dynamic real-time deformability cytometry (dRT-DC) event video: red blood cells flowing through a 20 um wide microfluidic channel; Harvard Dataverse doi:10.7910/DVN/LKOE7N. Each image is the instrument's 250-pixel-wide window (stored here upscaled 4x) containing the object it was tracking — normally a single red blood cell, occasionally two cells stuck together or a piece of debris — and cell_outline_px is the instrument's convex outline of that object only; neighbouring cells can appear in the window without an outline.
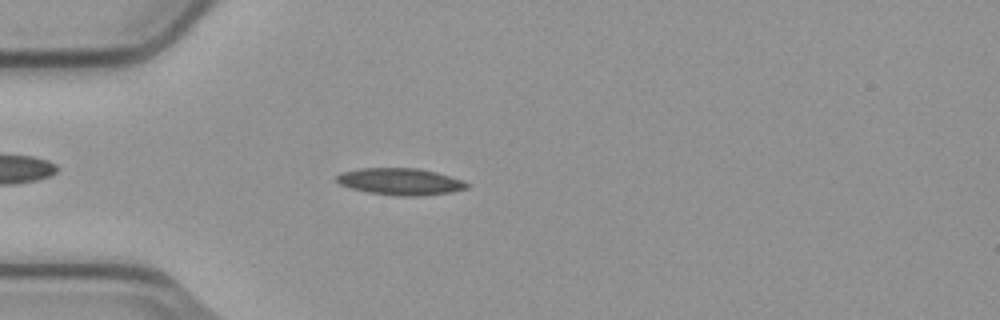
{"species": "common noctule bat (a hibernating species)", "species_latin": "Nyctalus noctula", "temperature_condition": "cold", "stored_images_in_passage": 49, "camera_frame_rate_fps": 3000, "um_per_image_px": 0.085, "animal": {"sex": "male", "body_mass_g": 23.1, "forearm_length_mm": 52.7}, "frame": {"image": 1, "passage_image": 10, "time_ms": 3.0, "image_size_px": [1000, 320], "cell_outline_px": [[468, 188], [452, 192], [416, 196], [396, 196], [368, 192], [352, 188], [340, 184], [336, 180], [336, 176], [344, 172], [360, 168], [420, 168], [436, 172], [464, 180], [468, 184]], "centroid_in_image_um": [34.06, 15.43], "position_along_channel_um": 50.9, "area_um2": 20.29}}
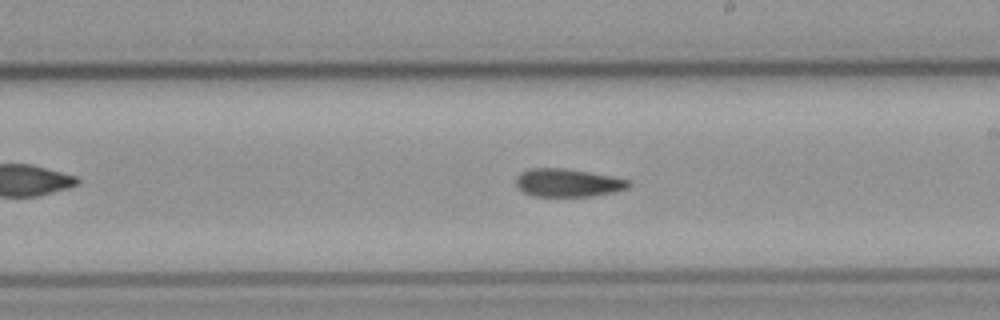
{"frame": {"image": 2, "passage_image": 26, "time_ms": 8.333, "image_size_px": [1000, 320], "cell_outline_px": [[632, 184], [628, 188], [612, 192], [592, 196], [532, 196], [524, 192], [516, 184], [516, 176], [520, 172], [528, 168], [564, 168], [612, 176], [632, 180]], "centroid_in_image_um": [48.27, 15.53], "position_along_channel_um": 240.7, "area_um2": 18.5}}
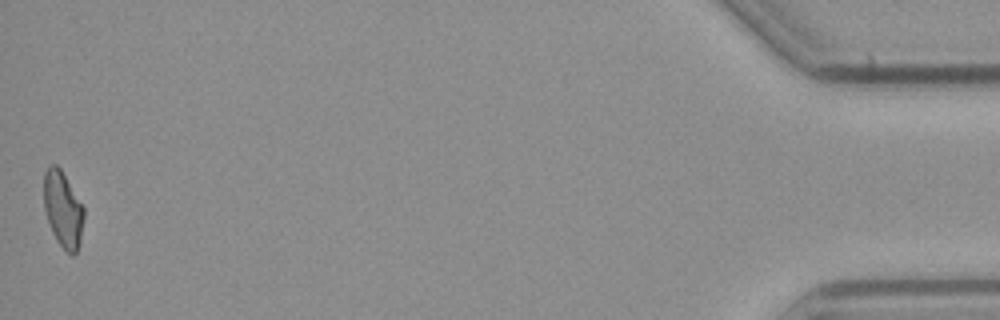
{"frame": {"image": 3, "passage_image": 49, "time_ms": 16.0, "image_size_px": [1000, 320], "cell_outline_px": [[84, 220], [80, 244], [76, 252], [72, 256], [64, 252], [56, 240], [52, 232], [44, 208], [44, 172], [48, 164], [56, 164], [60, 168], [84, 208]], "centroid_in_image_um": [5.35, 17.83], "position_along_channel_um": 429.8, "area_um2": 17.92}}